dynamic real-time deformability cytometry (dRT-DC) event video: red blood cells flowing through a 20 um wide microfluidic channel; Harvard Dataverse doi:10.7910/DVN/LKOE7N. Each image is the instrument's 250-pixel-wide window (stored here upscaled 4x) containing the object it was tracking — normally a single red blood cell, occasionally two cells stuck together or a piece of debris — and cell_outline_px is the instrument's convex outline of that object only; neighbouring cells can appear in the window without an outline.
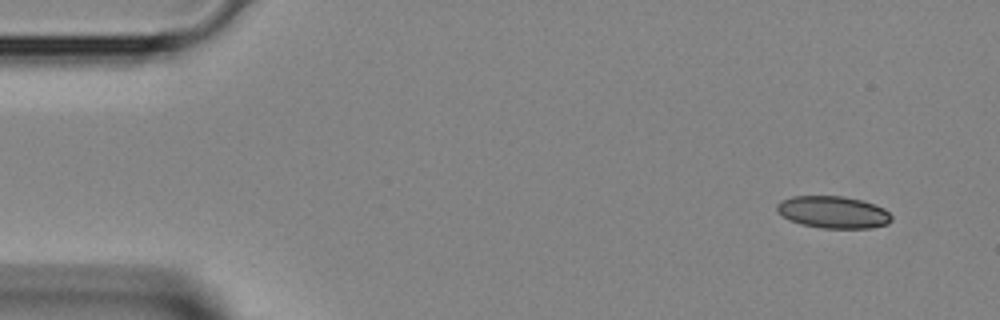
{"species": "Egyptian fruit bat (a non-hibernating species)", "species_latin": "Rousettus aegyptiacus", "temperature_condition": "room temperature", "stored_images_in_passage": 10, "camera_frame_rate_fps": 3000, "um_per_image_px": 0.085, "animal": {"sex": "female"}, "frame": {"image": 1, "passage_image": 1, "time_ms": 0.0, "image_size_px": [1000, 320], "cell_outline_px": [[892, 220], [888, 224], [872, 228], [824, 228], [800, 224], [788, 220], [776, 212], [776, 204], [780, 200], [792, 196], [844, 196], [860, 200], [884, 208], [892, 216]], "centroid_in_image_um": [70.78, 18.04], "position_along_channel_um": 14.2, "area_um2": 21.62}}
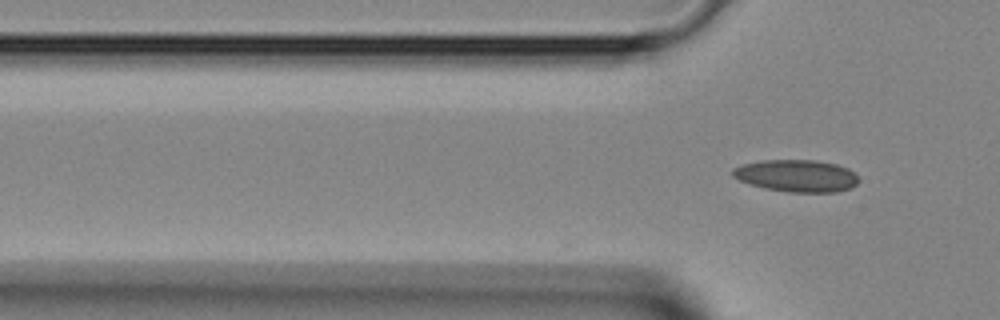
{"frame": {"image": 2, "passage_image": 10, "time_ms": 3.0, "image_size_px": [1000, 320], "cell_outline_px": [[860, 180], [852, 188], [836, 192], [788, 192], [764, 188], [748, 184], [732, 176], [732, 168], [740, 164], [764, 160], [816, 160], [836, 164], [848, 168]], "centroid_in_image_um": [67.69, 14.94], "position_along_channel_um": 58.1, "area_um2": 23.76}}